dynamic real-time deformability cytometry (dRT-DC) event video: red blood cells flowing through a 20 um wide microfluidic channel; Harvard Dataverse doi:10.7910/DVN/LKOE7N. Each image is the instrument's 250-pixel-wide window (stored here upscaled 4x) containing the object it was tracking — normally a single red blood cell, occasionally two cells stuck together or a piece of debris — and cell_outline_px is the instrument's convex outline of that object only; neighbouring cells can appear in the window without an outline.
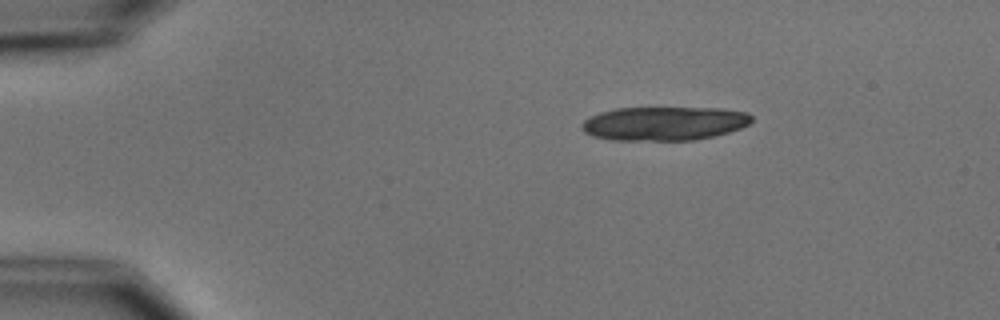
{"species": "common noctule bat (a hibernating species)", "species_latin": "Nyctalus noctula", "temperature_condition": "cold", "stored_images_in_passage": 7, "segment_of_instrument_passage": [1, 2], "camera_frame_rate_fps": 3000, "um_per_image_px": 0.085, "animal": {"sex": "male", "body_mass_g": 15.6}, "frame": {"image": 1, "passage_image": 1, "time_ms": 0.0, "image_size_px": [1000, 320], "cell_outline_px": [[752, 120], [748, 124], [740, 128], [728, 132], [696, 140], [612, 140], [592, 136], [584, 132], [580, 128], [580, 124], [584, 120], [600, 112], [616, 108], [720, 108], [748, 112], [752, 116]], "centroid_in_image_um": [56.44, 10.49], "position_along_channel_um": 28.6, "area_um2": 33.58}}